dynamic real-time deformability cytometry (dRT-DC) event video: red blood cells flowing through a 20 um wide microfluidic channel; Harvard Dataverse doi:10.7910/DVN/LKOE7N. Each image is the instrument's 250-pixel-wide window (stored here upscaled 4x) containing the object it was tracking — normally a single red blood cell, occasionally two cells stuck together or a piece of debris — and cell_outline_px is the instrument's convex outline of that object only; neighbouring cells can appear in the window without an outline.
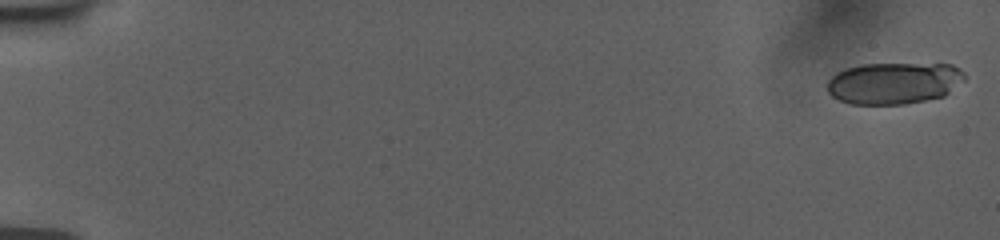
{"species": "human", "species_latin": "Homo sapiens", "temperature_condition": "room temperature", "stored_images_in_passage": 19, "camera_frame_rate_fps": 3000, "um_per_image_px": 0.085, "donor": {"sex": "female"}, "frame": {"image": 1, "passage_image": 1, "time_ms": 0.0, "image_size_px": [1000, 240], "cell_outline_px": [[964, 80], [944, 96], [904, 104], [852, 104], [840, 100], [832, 96], [828, 92], [828, 80], [836, 72], [844, 68], [860, 64], [952, 64], [960, 68], [964, 72]], "centroid_in_image_um": [75.98, 7.05], "position_along_channel_um": 9.0, "area_um2": 33.47}}
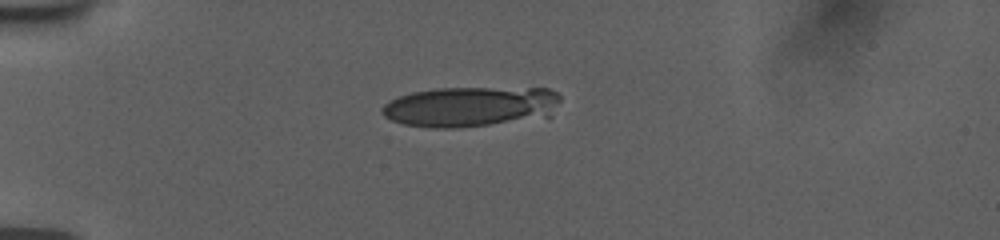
{"frame": {"image": 2, "passage_image": 15, "time_ms": 4.667, "image_size_px": [1000, 240], "cell_outline_px": [[560, 100], [552, 116], [456, 128], [432, 128], [404, 124], [392, 120], [384, 116], [380, 112], [380, 108], [388, 100], [412, 92], [436, 88], [548, 88], [556, 92], [560, 96]], "centroid_in_image_um": [39.97, 9.05], "position_along_channel_um": 45.0, "area_um2": 41.85}}